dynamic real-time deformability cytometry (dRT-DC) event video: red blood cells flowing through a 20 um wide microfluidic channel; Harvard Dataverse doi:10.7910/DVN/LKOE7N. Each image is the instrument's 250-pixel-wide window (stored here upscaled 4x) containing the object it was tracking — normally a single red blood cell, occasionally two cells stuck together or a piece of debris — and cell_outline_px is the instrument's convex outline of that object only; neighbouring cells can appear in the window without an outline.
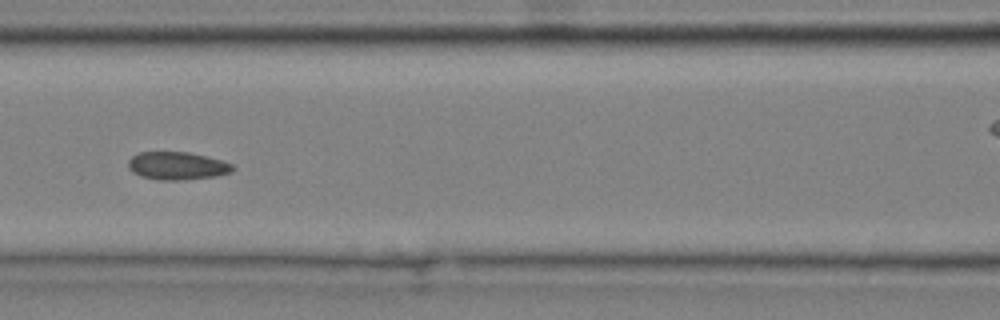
{"species": "common noctule bat (a hibernating species)", "species_latin": "Nyctalus noctula", "temperature_condition": "cold", "stored_images_in_passage": 9, "segment_of_instrument_passage": [1, 2], "camera_frame_rate_fps": 3000, "um_per_image_px": 0.085, "animal": {"sex": "male", "body_mass_g": 20.4}, "frame": {"image": 1, "passage_image": 4, "time_ms": 1.0, "image_size_px": [1000, 320], "cell_outline_px": [[236, 168], [232, 172], [216, 176], [180, 180], [160, 180], [140, 176], [132, 172], [128, 168], [128, 160], [132, 156], [140, 152], [188, 152], [208, 156], [224, 160], [232, 164]], "centroid_in_image_um": [15.08, 14.09], "position_along_channel_um": 151.5, "area_um2": 17.17}}
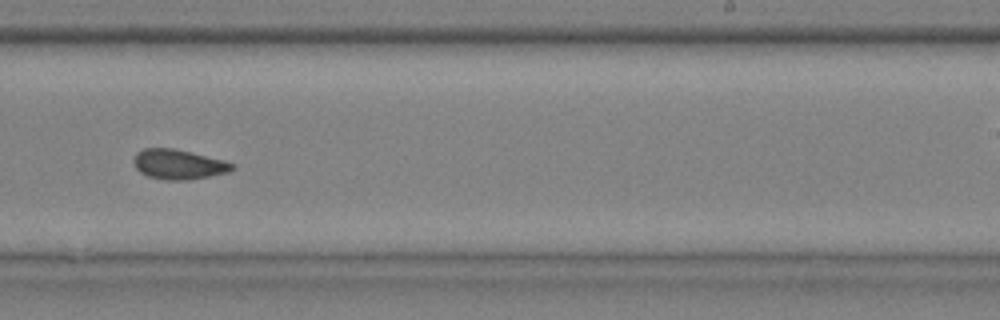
{"frame": {"image": 2, "passage_image": 7, "time_ms": 2.0, "image_size_px": [1000, 320], "cell_outline_px": [[236, 168], [228, 172], [188, 180], [164, 180], [148, 176], [140, 172], [136, 168], [132, 160], [136, 152], [144, 148], [172, 148], [192, 152], [224, 160], [236, 164]], "centroid_in_image_um": [15.17, 13.96], "position_along_channel_um": 273.8, "area_um2": 17.28}}
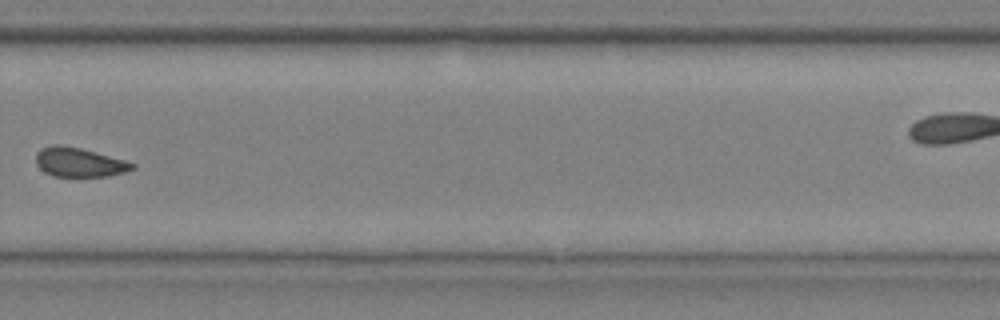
{"frame": {"image": 3, "passage_image": 8, "time_ms": 2.333, "image_size_px": [1000, 320], "cell_outline_px": [[136, 168], [124, 172], [108, 176], [52, 176], [44, 172], [36, 164], [36, 152], [40, 148], [52, 144], [60, 144], [80, 148], [124, 160], [136, 164]], "centroid_in_image_um": [6.69, 13.79], "position_along_channel_um": 323.1, "area_um2": 16.42}}